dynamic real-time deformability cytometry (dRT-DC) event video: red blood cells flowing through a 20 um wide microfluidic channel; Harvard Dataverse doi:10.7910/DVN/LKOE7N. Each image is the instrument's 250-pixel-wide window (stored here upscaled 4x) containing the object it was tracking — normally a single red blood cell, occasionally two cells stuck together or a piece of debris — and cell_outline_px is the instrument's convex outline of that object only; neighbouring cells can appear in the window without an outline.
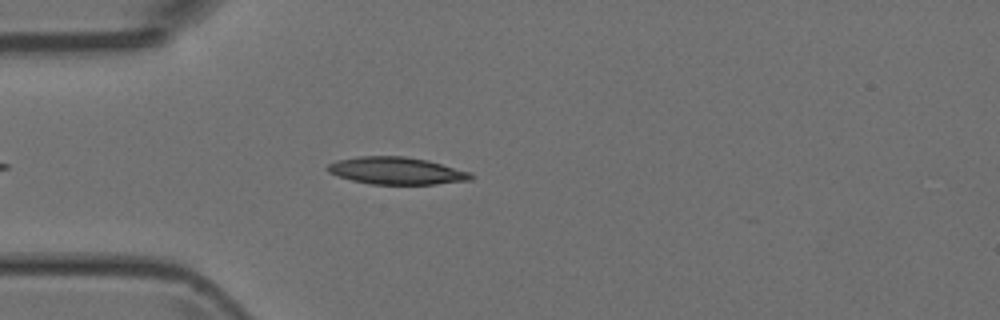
{"species": "Egyptian fruit bat (a non-hibernating species)", "species_latin": "Rousettus aegyptiacus", "temperature_condition": "room temperature", "stored_images_in_passage": 37, "camera_frame_rate_fps": 3000, "um_per_image_px": 0.085, "animal": {"sex": "female"}, "frame": {"image": 1, "passage_image": 6, "time_ms": 1.667, "image_size_px": [1000, 320], "cell_outline_px": [[472, 180], [436, 184], [372, 184], [352, 180], [328, 172], [324, 168], [328, 164], [336, 160], [360, 156], [404, 156], [428, 160], [472, 172]], "centroid_in_image_um": [33.71, 14.51], "position_along_channel_um": 51.3, "area_um2": 22.83}}
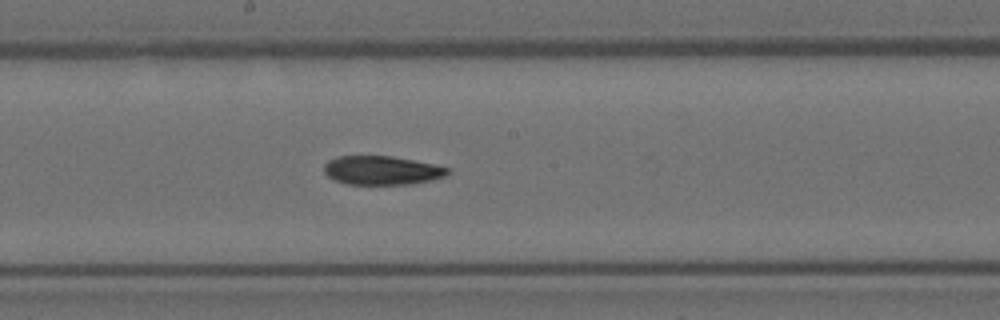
{"frame": {"image": 2, "passage_image": 19, "time_ms": 6.0, "image_size_px": [1000, 320], "cell_outline_px": [[448, 172], [444, 176], [432, 180], [408, 184], [348, 184], [336, 180], [328, 176], [324, 172], [324, 164], [328, 160], [340, 156], [392, 156], [432, 164], [448, 168]], "centroid_in_image_um": [32.42, 14.48], "position_along_channel_um": 215.8, "area_um2": 20.46}}
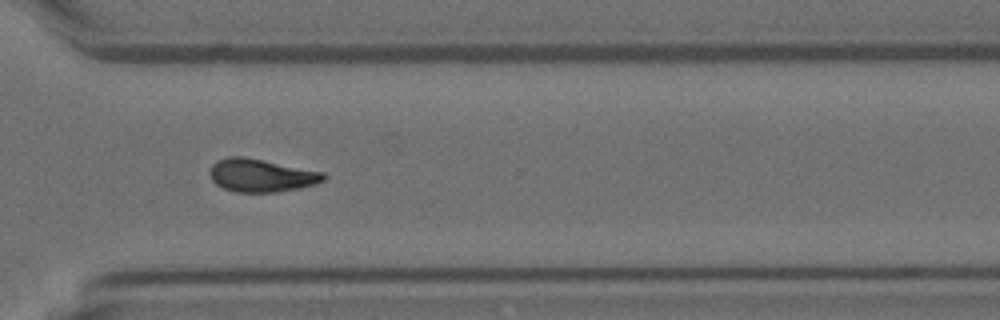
{"frame": {"image": 3, "passage_image": 29, "time_ms": 9.333, "image_size_px": [1000, 320], "cell_outline_px": [[328, 176], [324, 180], [316, 184], [276, 192], [236, 192], [224, 188], [216, 184], [212, 180], [208, 172], [212, 164], [228, 156], [244, 156], [324, 172]], "centroid_in_image_um": [22.2, 14.9], "position_along_channel_um": 348.4, "area_um2": 21.85}}